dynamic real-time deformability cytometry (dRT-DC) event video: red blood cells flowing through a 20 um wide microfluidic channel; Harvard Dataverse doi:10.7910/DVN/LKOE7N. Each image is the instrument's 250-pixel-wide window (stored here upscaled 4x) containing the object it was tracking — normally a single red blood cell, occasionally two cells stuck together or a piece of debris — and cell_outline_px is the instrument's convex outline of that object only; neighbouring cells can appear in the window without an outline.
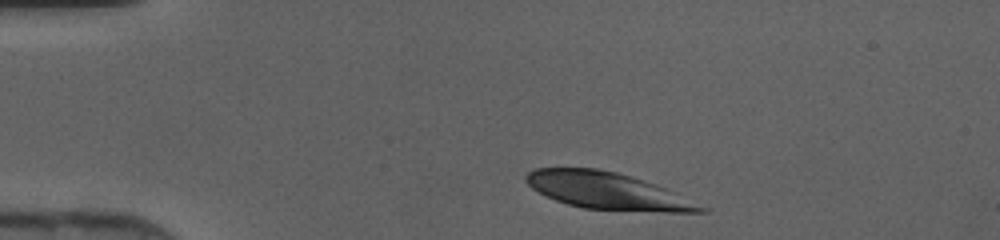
{"species": "human", "species_latin": "Homo sapiens", "temperature_condition": "cold", "stored_images_in_passage": 38, "camera_frame_rate_fps": 3000, "um_per_image_px": 0.085, "donor": {"sex": "female"}, "frame": {"image": 1, "passage_image": 1, "time_ms": 0.0, "image_size_px": [1000, 240], "cell_outline_px": [[712, 208], [708, 212], [664, 212], [584, 208], [568, 204], [556, 200], [532, 188], [524, 180], [524, 176], [528, 172], [536, 168], [596, 168], [616, 172], [656, 184]], "centroid_in_image_um": [51.7, 16.23], "position_along_channel_um": 33.3, "area_um2": 37.45}}
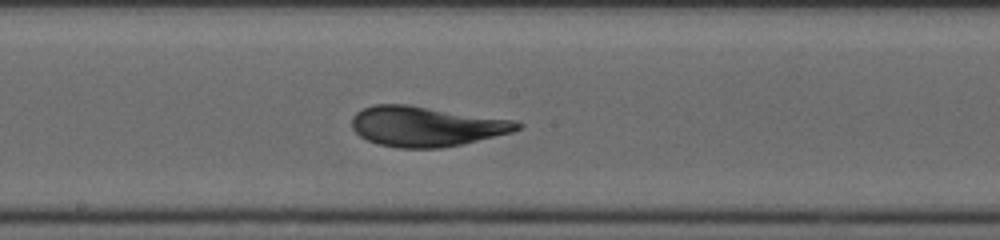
{"frame": {"image": 2, "passage_image": 17, "time_ms": 5.333, "image_size_px": [1000, 240], "cell_outline_px": [[524, 124], [520, 128], [512, 132], [460, 144], [440, 148], [396, 148], [380, 144], [368, 140], [360, 136], [352, 128], [352, 116], [356, 112], [364, 108], [376, 104], [408, 104], [516, 120]], "centroid_in_image_um": [36.22, 10.73], "position_along_channel_um": 212.0, "area_um2": 38.61}}
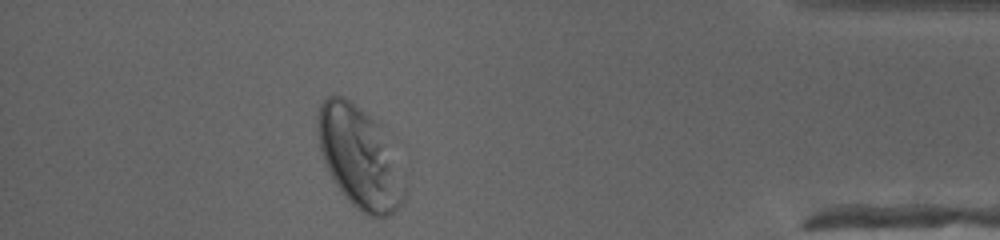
{"frame": {"image": 3, "passage_image": 33, "time_ms": 10.667, "image_size_px": [1000, 240], "cell_outline_px": [[404, 200], [388, 216], [380, 220], [368, 216], [360, 212], [344, 196], [332, 180], [324, 164], [320, 148], [316, 128], [316, 124], [320, 104], [328, 96], [344, 96], [356, 104], [380, 124], [404, 188]], "centroid_in_image_um": [30.48, 13.39], "position_along_channel_um": 404.7, "area_um2": 50.58}}